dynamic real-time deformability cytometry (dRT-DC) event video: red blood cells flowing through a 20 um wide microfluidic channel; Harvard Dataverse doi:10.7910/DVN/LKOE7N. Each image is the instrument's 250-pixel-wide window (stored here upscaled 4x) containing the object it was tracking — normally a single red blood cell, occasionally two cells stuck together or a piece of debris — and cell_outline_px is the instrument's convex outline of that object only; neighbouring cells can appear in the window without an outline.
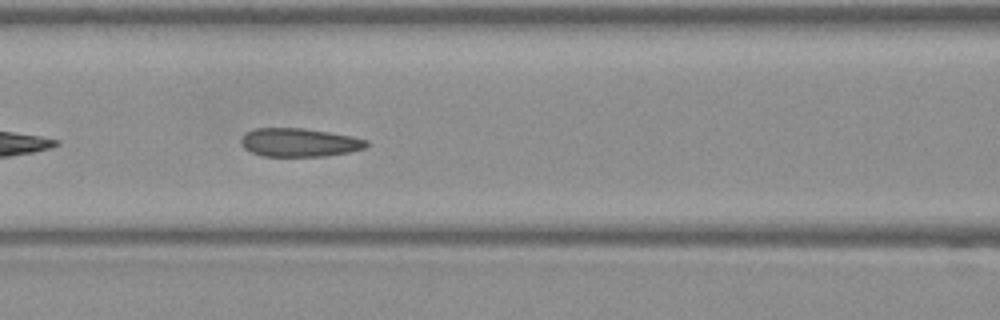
{"species": "Egyptian fruit bat (a non-hibernating species)", "species_latin": "Rousettus aegyptiacus", "temperature_condition": "warm", "stored_images_in_passage": 18, "camera_frame_rate_fps": 3000, "um_per_image_px": 0.085, "frame": {"image": 1, "passage_image": 8, "time_ms": 2.333, "image_size_px": [1000, 320], "cell_outline_px": [[368, 144], [364, 148], [348, 152], [324, 156], [260, 156], [244, 148], [240, 144], [240, 140], [244, 132], [252, 128], [304, 128], [352, 136], [368, 140]], "centroid_in_image_um": [25.38, 12.1], "position_along_channel_um": 141.2, "area_um2": 20.92}}
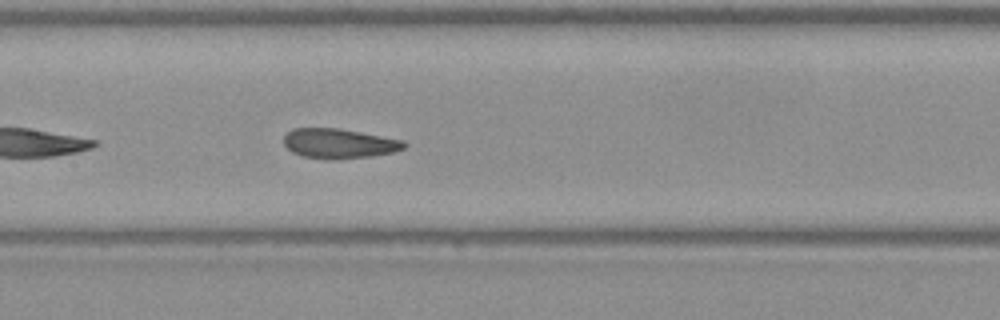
{"frame": {"image": 2, "passage_image": 11, "time_ms": 3.333, "image_size_px": [1000, 320], "cell_outline_px": [[408, 144], [404, 148], [392, 152], [372, 156], [332, 160], [328, 160], [300, 156], [292, 152], [284, 144], [284, 136], [292, 128], [340, 128], [404, 140]], "centroid_in_image_um": [28.81, 12.2], "position_along_channel_um": 178.6, "area_um2": 21.1}}